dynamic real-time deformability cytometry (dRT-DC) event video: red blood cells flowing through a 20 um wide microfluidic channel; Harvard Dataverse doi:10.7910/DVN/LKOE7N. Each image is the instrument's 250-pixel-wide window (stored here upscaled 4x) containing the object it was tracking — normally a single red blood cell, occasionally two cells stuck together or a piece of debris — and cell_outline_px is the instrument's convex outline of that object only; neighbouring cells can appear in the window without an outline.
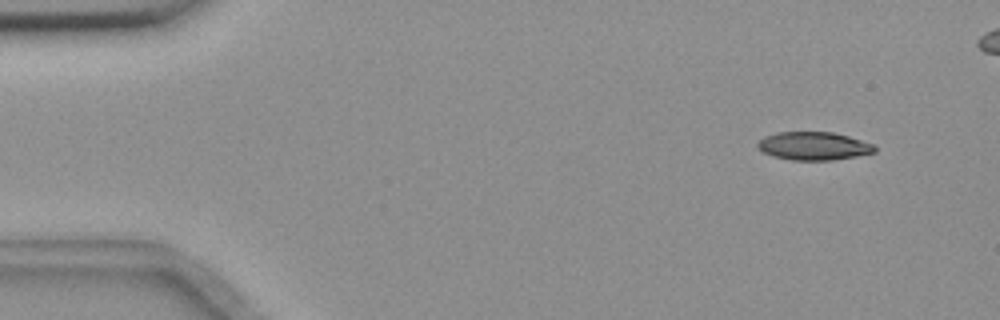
{"species": "common noctule bat (a hibernating species)", "species_latin": "Nyctalus noctula", "temperature_condition": "room temperature", "stored_images_in_passage": 48, "camera_frame_rate_fps": 3000, "um_per_image_px": 0.085, "animal": {"sex": "female", "body_mass_g": 18.4}, "frame": {"image": 1, "passage_image": 1, "time_ms": 0.0, "image_size_px": [1000, 320], "cell_outline_px": [[876, 152], [856, 156], [832, 160], [792, 160], [772, 156], [764, 152], [756, 144], [764, 136], [776, 132], [832, 132], [848, 136], [876, 144]], "centroid_in_image_um": [69.19, 12.4], "position_along_channel_um": 15.8, "area_um2": 19.25}}
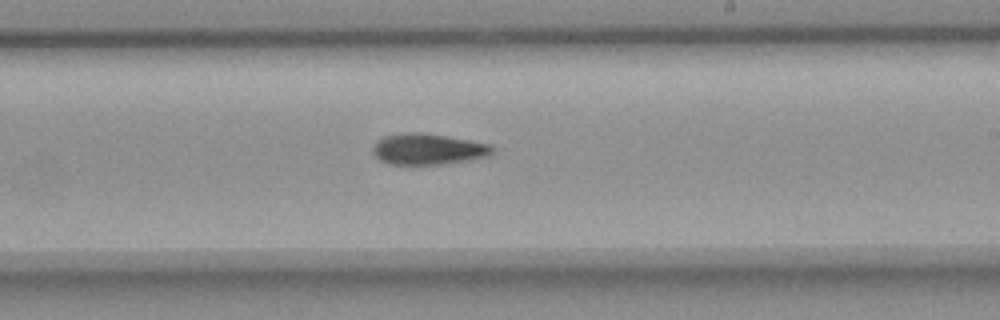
{"frame": {"image": 2, "passage_image": 29, "time_ms": 9.333, "image_size_px": [1000, 320], "cell_outline_px": [[496, 148], [488, 156], [448, 164], [388, 164], [380, 160], [372, 152], [372, 148], [376, 140], [384, 136], [408, 132], [420, 132], [492, 144]], "centroid_in_image_um": [36.38, 12.68], "position_along_channel_um": 252.6, "area_um2": 21.68}}
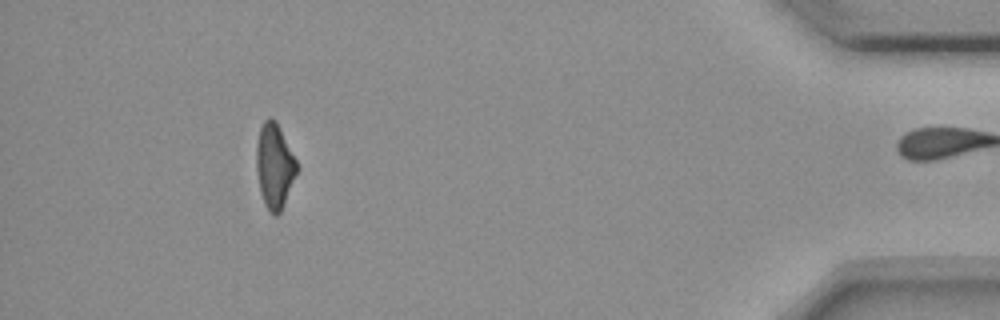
{"frame": {"image": 3, "passage_image": 47, "time_ms": 15.333, "image_size_px": [1000, 320], "cell_outline_px": [[300, 168], [284, 204], [280, 212], [276, 216], [272, 216], [268, 212], [264, 204], [260, 192], [256, 168], [256, 144], [260, 128], [264, 120], [268, 116], [272, 116], [276, 120]], "centroid_in_image_um": [23.33, 14.12], "position_along_channel_um": 411.9, "area_um2": 20.4}, "authors_computed_cell_mechanics": {"area_um2": 21.097, "velocity_mm_per_s": 3.6567, "shape_relaxation_time_tau1_ms": 6.3816, "shape_relaxation_time_tau2_ms": null, "deformation_change_tau1": 0.152, "deformation_change_tau2": null}}